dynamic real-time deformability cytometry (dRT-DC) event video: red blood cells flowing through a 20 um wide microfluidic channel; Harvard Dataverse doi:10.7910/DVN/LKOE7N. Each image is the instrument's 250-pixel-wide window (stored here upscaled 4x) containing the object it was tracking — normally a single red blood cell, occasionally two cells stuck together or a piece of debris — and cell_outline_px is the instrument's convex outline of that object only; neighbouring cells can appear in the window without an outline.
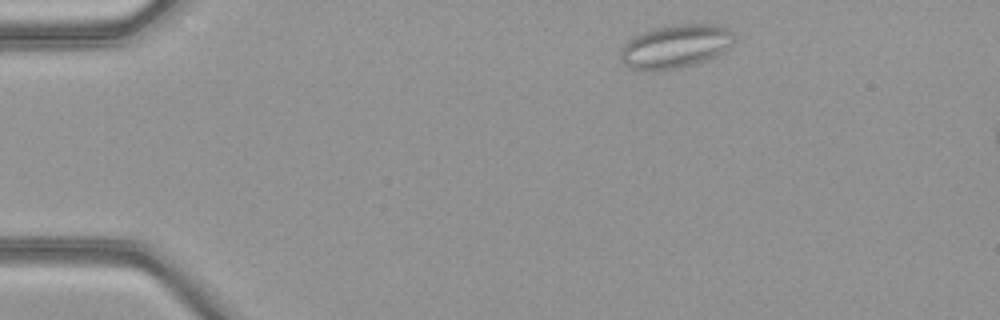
{"species": "common noctule bat (a hibernating species)", "species_latin": "Nyctalus noctula", "temperature_condition": "warm", "stored_images_in_passage": 6, "camera_frame_rate_fps": 3000, "um_per_image_px": 0.085, "animal": {"sex": "female", "body_mass_g": 21.9}, "frame": {"image": 1, "passage_image": 1, "time_ms": 0.0, "image_size_px": [1000, 320], "cell_outline_px": [[736, 40], [728, 48], [708, 60], [696, 64], [676, 68], [632, 68], [624, 64], [620, 60], [620, 52], [624, 44], [632, 36], [652, 28], [672, 24], [720, 24], [728, 28], [732, 32]], "centroid_in_image_um": [57.46, 3.89], "position_along_channel_um": 27.5, "area_um2": 28.67}}